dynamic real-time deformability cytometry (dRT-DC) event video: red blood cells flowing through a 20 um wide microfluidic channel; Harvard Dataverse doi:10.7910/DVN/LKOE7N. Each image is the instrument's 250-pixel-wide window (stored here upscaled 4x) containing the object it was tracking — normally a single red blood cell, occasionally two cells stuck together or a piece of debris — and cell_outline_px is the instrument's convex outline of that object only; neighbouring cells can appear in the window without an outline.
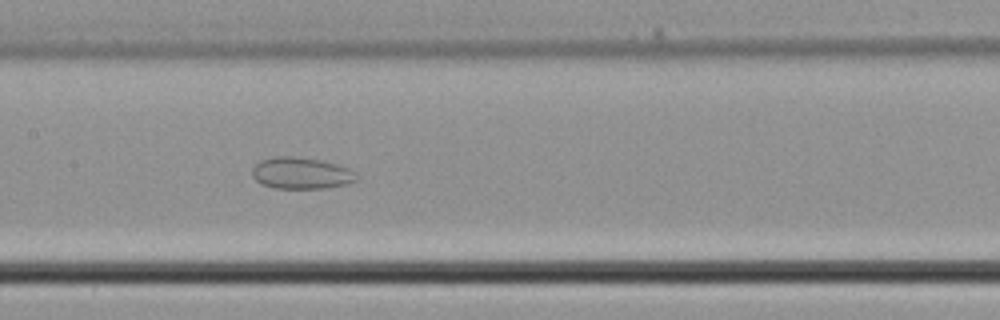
{"species": "common noctule bat (a hibernating species)", "species_latin": "Nyctalus noctula", "temperature_condition": "cold", "stored_images_in_passage": 40, "camera_frame_rate_fps": 3000, "um_per_image_px": 0.085, "animal": {"sex": "male", "body_mass_g": 21.5, "forearm_length_mm": 52.0}, "frame": {"image": 1, "passage_image": 20, "time_ms": 6.333, "image_size_px": [1000, 320], "cell_outline_px": [[360, 176], [356, 180], [348, 184], [324, 188], [272, 188], [260, 184], [252, 176], [252, 168], [260, 160], [276, 156], [292, 156], [320, 160], [336, 164], [348, 168], [356, 172]], "centroid_in_image_um": [25.6, 14.72], "position_along_channel_um": 181.8, "area_um2": 19.36}}
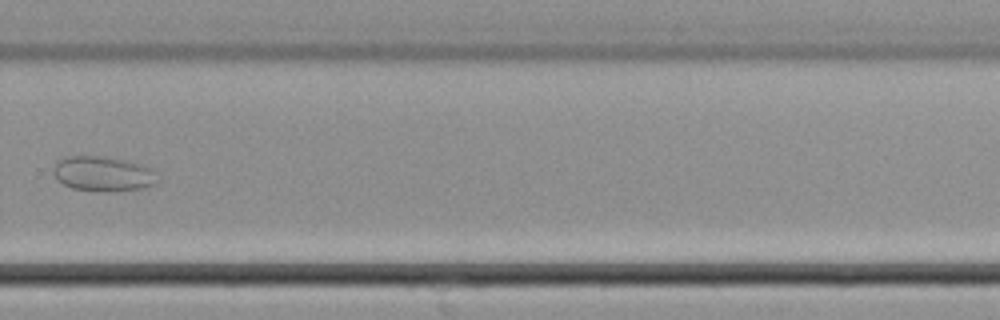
{"frame": {"image": 2, "passage_image": 28, "time_ms": 9.0, "image_size_px": [1000, 320], "cell_outline_px": [[156, 184], [144, 188], [120, 192], [100, 192], [72, 188], [56, 180], [52, 172], [56, 164], [60, 160], [72, 156], [100, 156], [124, 160], [144, 164], [152, 172]], "centroid_in_image_um": [8.73, 14.8], "position_along_channel_um": 321.1, "area_um2": 21.15}}
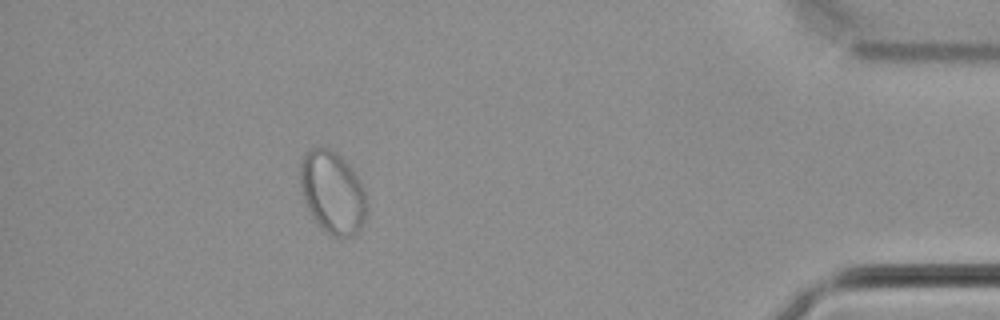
{"frame": {"image": 3, "passage_image": 36, "time_ms": 11.667, "image_size_px": [1000, 320], "cell_outline_px": [[368, 208], [364, 220], [360, 228], [352, 236], [332, 236], [320, 228], [312, 216], [304, 200], [300, 184], [300, 164], [304, 156], [312, 148], [328, 148], [340, 156], [352, 168], [360, 180], [364, 188], [368, 204]], "centroid_in_image_um": [28.28, 16.37], "position_along_channel_um": 406.9, "area_um2": 31.91}}